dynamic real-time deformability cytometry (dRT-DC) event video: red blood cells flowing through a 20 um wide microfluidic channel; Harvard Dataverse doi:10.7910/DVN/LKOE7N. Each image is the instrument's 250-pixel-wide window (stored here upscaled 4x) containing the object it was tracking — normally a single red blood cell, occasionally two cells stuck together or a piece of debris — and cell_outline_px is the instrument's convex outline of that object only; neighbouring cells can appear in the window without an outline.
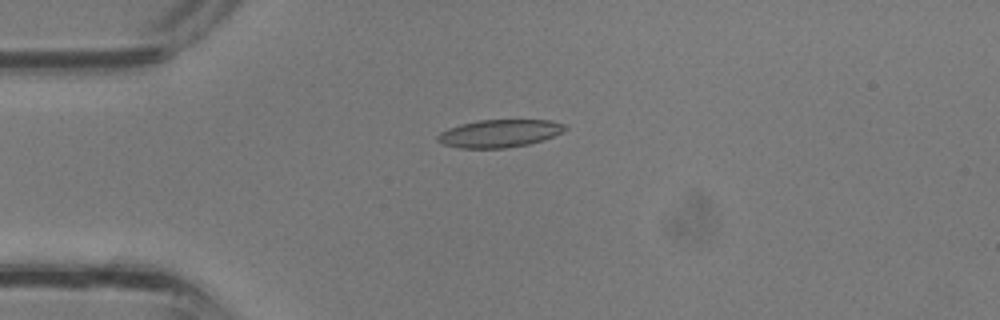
{"species": "common noctule bat (a hibernating species)", "species_latin": "Nyctalus noctula", "temperature_condition": "room temperature", "stored_images_in_passage": 6, "camera_frame_rate_fps": 3000, "um_per_image_px": 0.085, "animal": {"sex": "male", "body_mass_g": 13.3}, "frame": {"image": 1, "passage_image": 1, "time_ms": 0.0, "image_size_px": [1000, 320], "cell_outline_px": [[568, 128], [552, 136], [528, 144], [504, 148], [460, 148], [444, 144], [436, 140], [436, 136], [440, 132], [448, 128], [460, 124], [476, 120], [548, 120], [568, 124]], "centroid_in_image_um": [42.42, 11.33], "position_along_channel_um": 42.6, "area_um2": 20.52}}
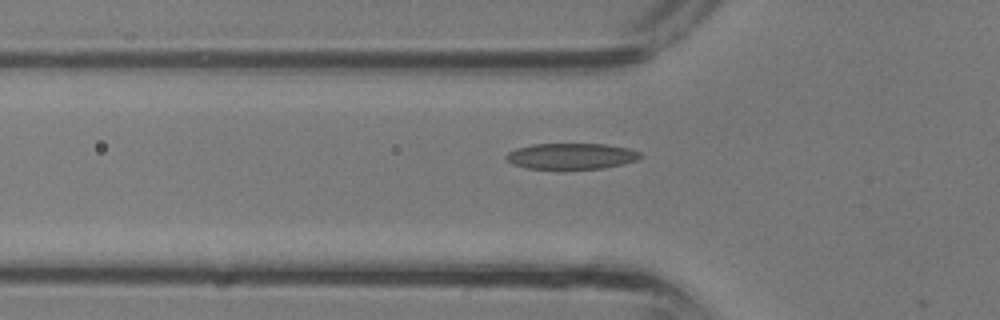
{"frame": {"image": 2, "passage_image": 4, "time_ms": 1.0, "image_size_px": [1000, 320], "cell_outline_px": [[644, 156], [636, 160], [624, 164], [600, 168], [524, 168], [512, 164], [504, 156], [508, 152], [516, 148], [532, 144], [604, 144], [628, 148], [640, 152]], "centroid_in_image_um": [48.56, 13.26], "position_along_channel_um": 77.2, "area_um2": 20.17}}